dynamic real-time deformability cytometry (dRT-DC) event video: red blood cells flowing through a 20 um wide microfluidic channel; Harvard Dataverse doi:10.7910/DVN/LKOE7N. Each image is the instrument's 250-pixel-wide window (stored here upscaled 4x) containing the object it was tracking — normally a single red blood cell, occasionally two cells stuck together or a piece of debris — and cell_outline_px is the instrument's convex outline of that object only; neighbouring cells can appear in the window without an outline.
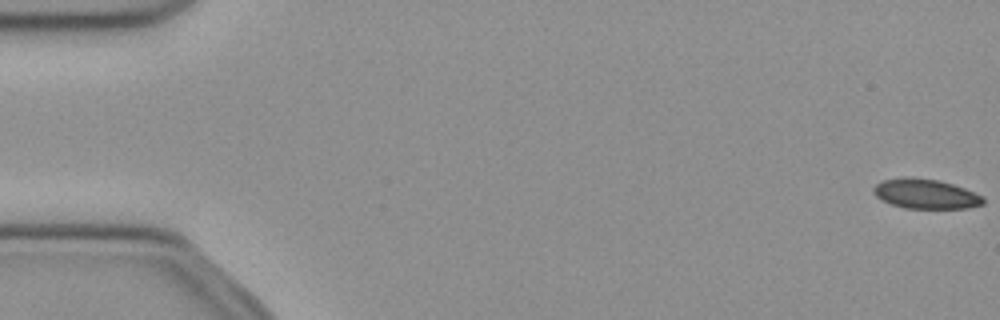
{"species": "common noctule bat (a hibernating species)", "species_latin": "Nyctalus noctula", "temperature_condition": "cold", "stored_images_in_passage": 17, "camera_frame_rate_fps": 3000, "um_per_image_px": 0.085, "animal": {"sex": "female", "body_mass_g": 21.9}, "frame": {"image": 1, "passage_image": 1, "time_ms": 0.0, "image_size_px": [1000, 320], "cell_outline_px": [[984, 204], [968, 208], [904, 208], [892, 204], [876, 196], [872, 192], [872, 188], [876, 184], [884, 180], [900, 176], [912, 176], [940, 180], [964, 188], [984, 196]], "centroid_in_image_um": [78.67, 16.46], "position_along_channel_um": 6.3, "area_um2": 19.19}}
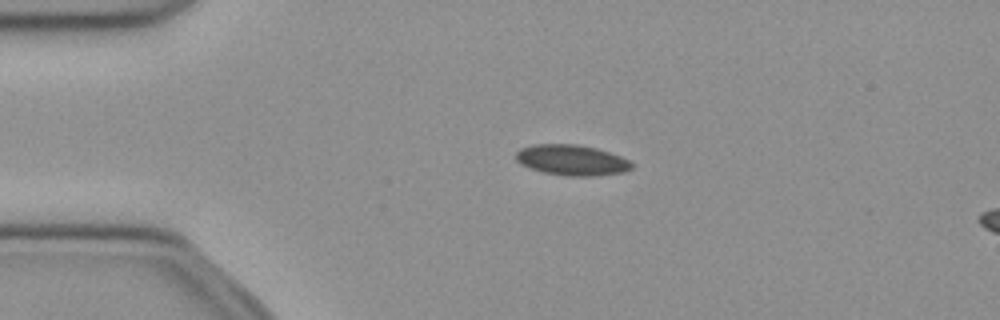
{"frame": {"image": 2, "passage_image": 12, "time_ms": 3.667, "image_size_px": [1000, 320], "cell_outline_px": [[632, 168], [624, 172], [592, 176], [568, 176], [544, 172], [528, 168], [520, 164], [516, 160], [516, 152], [520, 148], [532, 144], [576, 144], [596, 148], [620, 156], [628, 160], [632, 164]], "centroid_in_image_um": [48.56, 13.6], "position_along_channel_um": 36.4, "area_um2": 20.63}}